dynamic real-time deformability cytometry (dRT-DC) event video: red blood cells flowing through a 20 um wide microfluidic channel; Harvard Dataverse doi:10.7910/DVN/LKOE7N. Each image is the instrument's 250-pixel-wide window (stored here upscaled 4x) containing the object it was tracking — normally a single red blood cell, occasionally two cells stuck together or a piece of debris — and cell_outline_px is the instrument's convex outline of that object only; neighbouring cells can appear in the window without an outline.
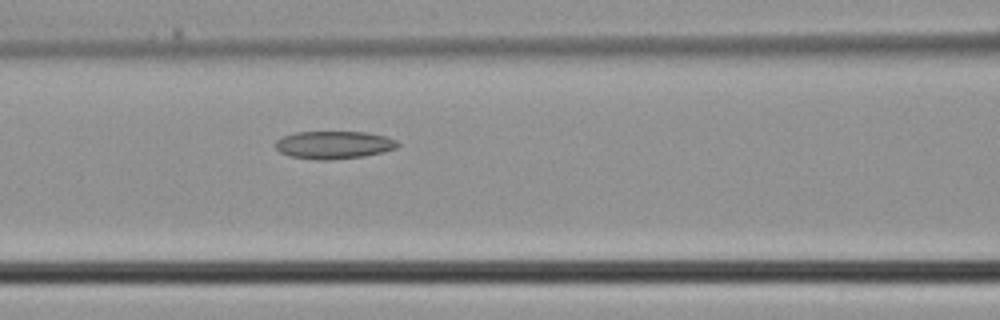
{"species": "common noctule bat (a hibernating species)", "species_latin": "Nyctalus noctula", "temperature_condition": "cold", "stored_images_in_passage": 5, "camera_frame_rate_fps": 3000, "um_per_image_px": 0.085, "animal": {"sex": "male", "body_mass_g": 21.5, "forearm_length_mm": 52.0}, "frame": {"image": 1, "passage_image": 4, "time_ms": 1.0, "image_size_px": [1000, 320], "cell_outline_px": [[400, 144], [396, 148], [384, 152], [364, 156], [332, 160], [316, 160], [288, 156], [280, 152], [276, 148], [276, 140], [284, 136], [296, 132], [368, 132], [384, 136], [396, 140]], "centroid_in_image_um": [28.38, 12.32], "position_along_channel_um": 138.2, "area_um2": 19.88}}